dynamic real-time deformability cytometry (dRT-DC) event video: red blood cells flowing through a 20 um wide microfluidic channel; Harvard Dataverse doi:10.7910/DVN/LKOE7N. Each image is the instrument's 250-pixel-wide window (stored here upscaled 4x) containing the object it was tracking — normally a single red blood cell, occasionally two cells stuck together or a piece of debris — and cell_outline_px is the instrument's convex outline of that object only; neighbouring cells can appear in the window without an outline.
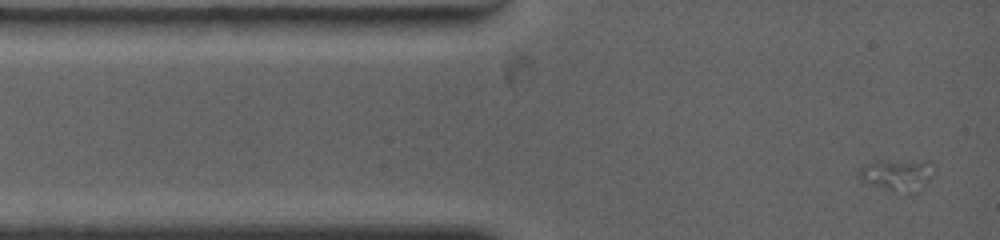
{"species": "common noctule bat (a hibernating species)", "species_latin": "Nyctalus noctula", "temperature_condition": "warm", "stored_images_in_passage": 4, "camera_frame_rate_fps": 4500, "um_per_image_px": 0.085, "animal": {"sex": "female", "body_mass_g": 19.0, "forearm_length_mm": 53.3}, "frame": {"image": 1, "passage_image": 1, "time_ms": 0.0, "image_size_px": [1000, 240], "cell_outline_px": [[932, 176], [928, 180], [892, 188], [888, 188], [872, 184], [860, 180], [860, 168], [864, 164], [876, 160], [932, 160]], "centroid_in_image_um": [76.16, 14.66], "position_along_channel_um": 8.8, "area_um2": 12.14}}